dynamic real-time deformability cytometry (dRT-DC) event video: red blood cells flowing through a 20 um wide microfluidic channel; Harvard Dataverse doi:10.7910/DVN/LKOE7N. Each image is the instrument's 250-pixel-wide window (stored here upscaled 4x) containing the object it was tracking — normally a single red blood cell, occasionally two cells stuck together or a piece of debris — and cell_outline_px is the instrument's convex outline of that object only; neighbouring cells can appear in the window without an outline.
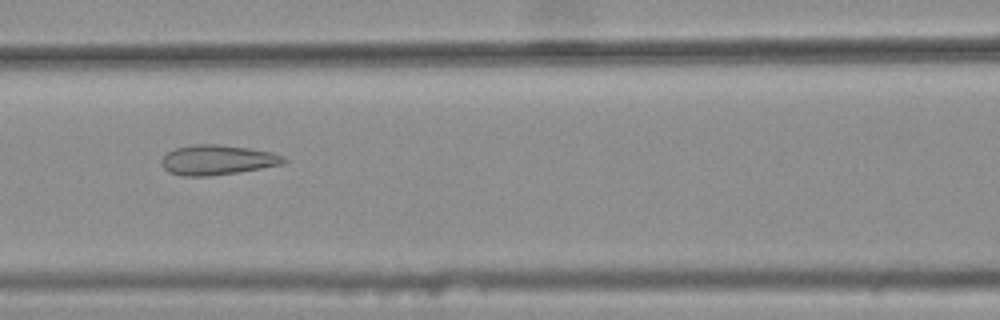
{"species": "common noctule bat (a hibernating species)", "species_latin": "Nyctalus noctula", "temperature_condition": "warm", "stored_images_in_passage": 32, "camera_frame_rate_fps": 3000, "um_per_image_px": 0.085, "animal": {"sex": "female", "body_mass_g": 25.1}, "frame": {"image": 1, "passage_image": 8, "time_ms": 2.333, "image_size_px": [1000, 320], "cell_outline_px": [[288, 160], [284, 164], [236, 172], [208, 176], [184, 176], [168, 172], [160, 164], [160, 160], [168, 152], [176, 148], [196, 144], [216, 144], [248, 148], [272, 152], [284, 156]], "centroid_in_image_um": [18.47, 13.59], "position_along_channel_um": 148.1, "area_um2": 21.21}}
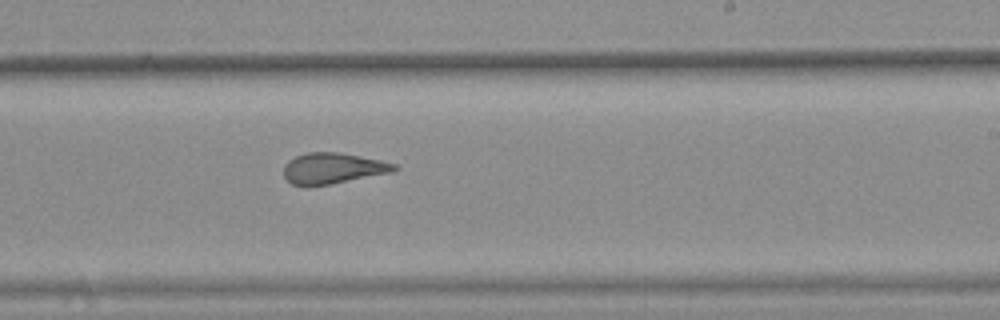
{"frame": {"image": 2, "passage_image": 17, "time_ms": 5.333, "image_size_px": [1000, 320], "cell_outline_px": [[400, 168], [392, 172], [308, 188], [292, 184], [284, 176], [284, 164], [288, 160], [296, 156], [308, 152], [340, 152], [380, 160], [396, 164]], "centroid_in_image_um": [28.26, 14.31], "position_along_channel_um": 260.7, "area_um2": 20.06}}
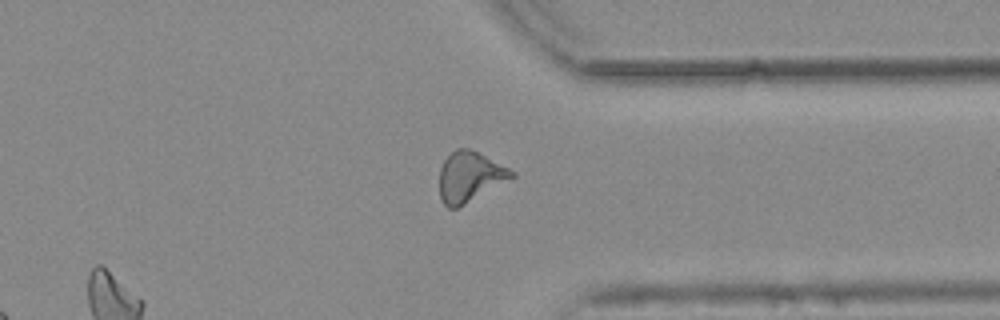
{"frame": {"image": 3, "passage_image": 26, "time_ms": 8.333, "image_size_px": [1000, 320], "cell_outline_px": [[516, 176], [464, 204], [456, 208], [448, 208], [444, 204], [440, 196], [440, 168], [444, 160], [456, 148], [468, 148], [516, 172]], "centroid_in_image_um": [39.91, 15.03], "position_along_channel_um": 371.5, "area_um2": 20.63}, "authors_computed_cell_mechanics": {"area_um2": 20.3745, "velocity_mm_per_s": 3.764, "shape_relaxation_time_tau1_ms": null, "shape_relaxation_time_tau2_ms": 1.6132, "deformation_change_tau1": null, "deformation_change_tau2": 0.1153}}